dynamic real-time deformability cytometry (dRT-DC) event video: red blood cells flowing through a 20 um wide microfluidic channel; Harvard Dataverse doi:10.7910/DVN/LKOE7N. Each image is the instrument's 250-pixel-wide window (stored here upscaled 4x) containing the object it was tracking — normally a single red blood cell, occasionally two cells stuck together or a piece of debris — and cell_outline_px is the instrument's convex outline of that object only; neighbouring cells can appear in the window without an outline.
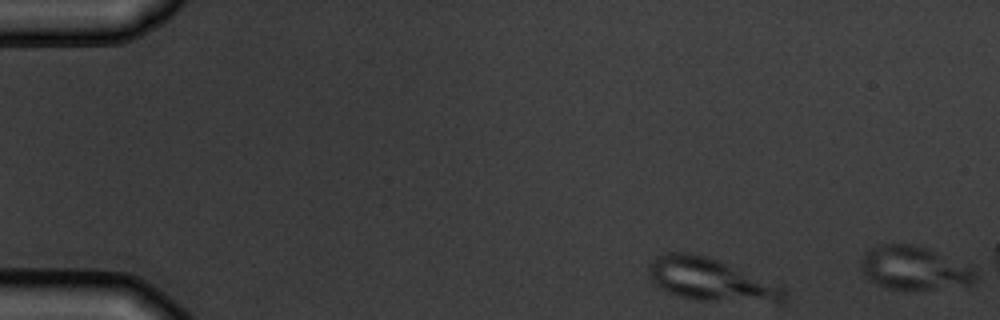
{"species": "common noctule bat (a hibernating species)", "species_latin": "Nyctalus noctula", "temperature_condition": "warm", "stored_images_in_passage": 2, "camera_frame_rate_fps": 3000, "um_per_image_px": 0.085, "animal": {"sex": "male", "body_mass_g": 19.5, "forearm_length_mm": 54.6}, "frame": {"image": 1, "passage_image": 1, "time_ms": 0.0, "image_size_px": [1000, 320], "cell_outline_px": [[788, 292], [784, 300], [780, 304], [696, 300], [676, 296], [652, 284], [648, 276], [648, 264], [660, 252], [692, 252], [708, 256], [720, 260], [788, 288]], "centroid_in_image_um": [60.44, 23.79], "position_along_channel_um": 24.6, "area_um2": 35.03}}